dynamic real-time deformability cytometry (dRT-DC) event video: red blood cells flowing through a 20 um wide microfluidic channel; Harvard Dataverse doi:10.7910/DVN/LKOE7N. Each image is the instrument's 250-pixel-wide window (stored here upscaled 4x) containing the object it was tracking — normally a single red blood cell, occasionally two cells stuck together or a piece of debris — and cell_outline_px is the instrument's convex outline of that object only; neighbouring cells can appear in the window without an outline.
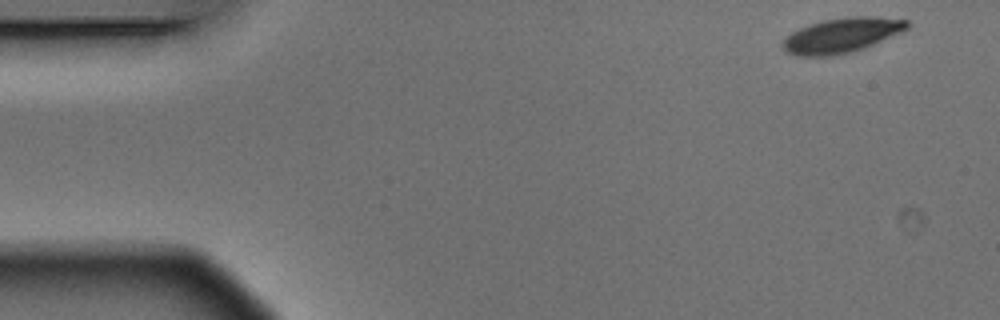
{"species": "Egyptian fruit bat (a non-hibernating species)", "species_latin": "Rousettus aegyptiacus", "temperature_condition": "warm", "stored_images_in_passage": 14, "camera_frame_rate_fps": 3000, "um_per_image_px": 0.085, "animal": {"sex": "male"}, "frame": {"image": 1, "passage_image": 1, "time_ms": 0.0, "image_size_px": [1000, 320], "cell_outline_px": [[908, 28], [900, 32], [864, 48], [852, 52], [832, 56], [796, 56], [788, 52], [784, 48], [784, 40], [792, 32], [800, 28], [824, 20], [848, 16], [872, 16], [908, 20]], "centroid_in_image_um": [71.56, 3.0], "position_along_channel_um": 13.4, "area_um2": 24.85}}
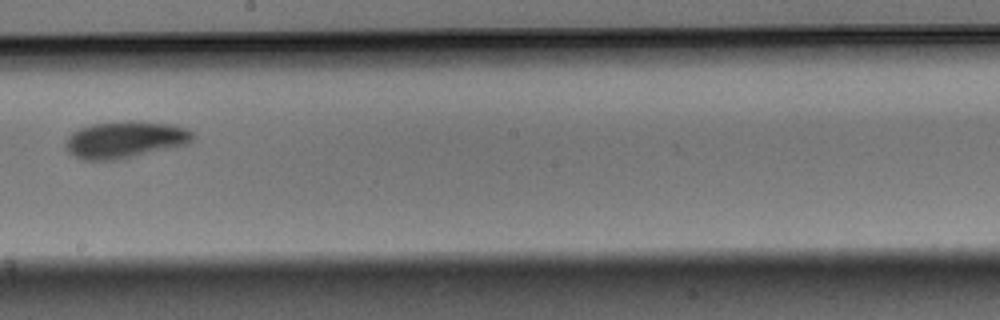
{"frame": {"image": 2, "passage_image": 8, "time_ms": 2.333, "image_size_px": [1000, 320], "cell_outline_px": [[196, 136], [188, 144], [172, 148], [120, 160], [84, 160], [68, 152], [64, 148], [64, 144], [68, 136], [80, 128], [92, 124], [128, 120], [132, 120], [172, 124], [184, 128], [192, 132]], "centroid_in_image_um": [10.64, 11.87], "position_along_channel_um": 237.6, "area_um2": 27.63}}
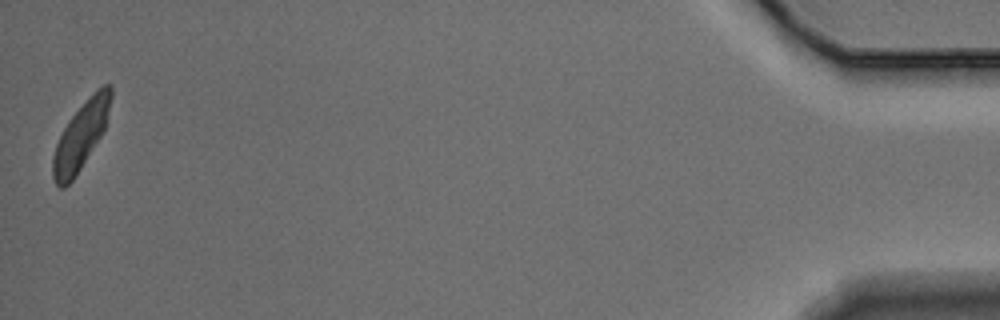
{"frame": {"image": 3, "passage_image": 14, "time_ms": 4.333, "image_size_px": [1000, 320], "cell_outline_px": [[112, 96], [104, 128], [100, 136], [80, 168], [72, 180], [64, 188], [60, 188], [56, 184], [52, 176], [52, 156], [56, 144], [68, 120], [96, 88], [104, 84], [112, 84]], "centroid_in_image_um": [6.86, 11.51], "position_along_channel_um": 428.3, "area_um2": 22.31}}